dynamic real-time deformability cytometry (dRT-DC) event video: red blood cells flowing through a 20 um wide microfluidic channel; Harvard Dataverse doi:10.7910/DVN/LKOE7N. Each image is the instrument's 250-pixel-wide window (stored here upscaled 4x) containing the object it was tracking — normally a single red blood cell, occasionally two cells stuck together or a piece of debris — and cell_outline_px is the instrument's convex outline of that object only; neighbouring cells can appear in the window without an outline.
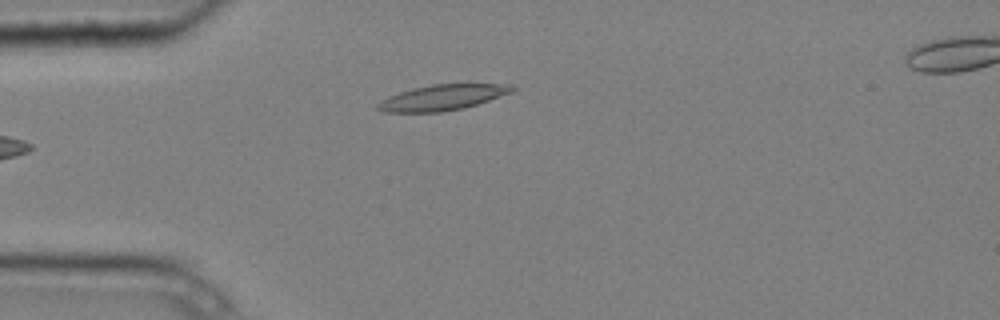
{"species": "common noctule bat (a hibernating species)", "species_latin": "Nyctalus noctula", "temperature_condition": "cold", "stored_images_in_passage": 5, "camera_frame_rate_fps": 3000, "um_per_image_px": 0.085, "animal": {"sex": "male", "body_mass_g": 20.4}, "frame": {"image": 1, "passage_image": 5, "time_ms": 1.333, "image_size_px": [1000, 320], "cell_outline_px": [[516, 88], [512, 92], [464, 108], [444, 112], [384, 112], [376, 108], [376, 104], [380, 100], [388, 96], [412, 88], [432, 84], [512, 84]], "centroid_in_image_um": [37.57, 8.29], "position_along_channel_um": 47.4, "area_um2": 20.06}}